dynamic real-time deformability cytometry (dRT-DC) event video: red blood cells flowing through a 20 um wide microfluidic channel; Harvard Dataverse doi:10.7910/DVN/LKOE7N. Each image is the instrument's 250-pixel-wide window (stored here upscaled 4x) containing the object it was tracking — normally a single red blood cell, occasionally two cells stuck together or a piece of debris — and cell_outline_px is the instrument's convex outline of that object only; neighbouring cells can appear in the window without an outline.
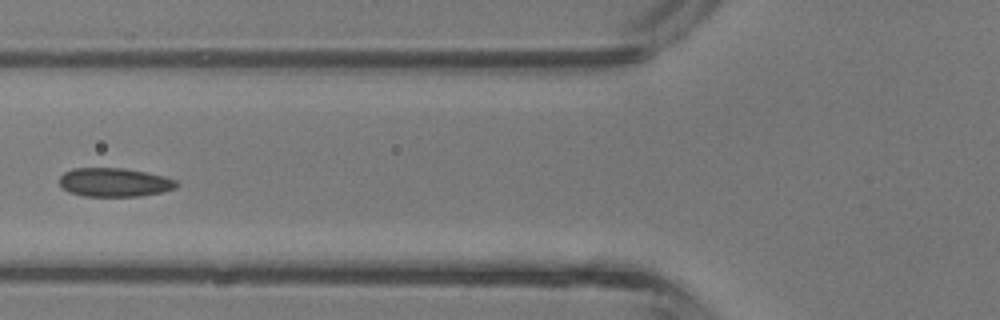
{"species": "common noctule bat (a hibernating species)", "species_latin": "Nyctalus noctula", "temperature_condition": "room temperature", "stored_images_in_passage": 4, "camera_frame_rate_fps": 3000, "um_per_image_px": 0.085, "animal": {"sex": "male", "body_mass_g": 13.3}, "frame": {"image": 1, "passage_image": 4, "time_ms": 1.0, "image_size_px": [1000, 320], "cell_outline_px": [[180, 184], [176, 188], [160, 192], [140, 196], [84, 196], [68, 192], [60, 188], [60, 176], [64, 172], [72, 168], [124, 168], [164, 176], [176, 180]], "centroid_in_image_um": [9.7, 15.5], "position_along_channel_um": 116.1, "area_um2": 19.71}}